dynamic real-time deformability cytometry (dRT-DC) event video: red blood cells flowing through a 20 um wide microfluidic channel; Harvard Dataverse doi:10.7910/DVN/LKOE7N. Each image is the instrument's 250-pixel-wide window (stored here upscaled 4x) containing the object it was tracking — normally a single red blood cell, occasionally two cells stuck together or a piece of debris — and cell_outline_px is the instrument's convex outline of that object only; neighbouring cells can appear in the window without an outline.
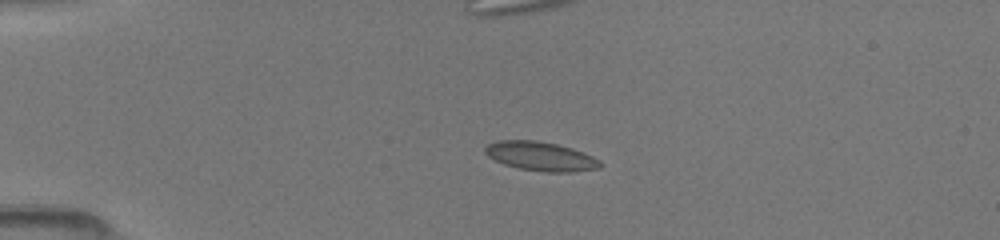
{"species": "common noctule bat (a hibernating species)", "species_latin": "Nyctalus noctula", "temperature_condition": "room temperature", "stored_images_in_passage": 14, "camera_frame_rate_fps": 3000, "um_per_image_px": 0.085, "animal": {"sex": "female", "body_mass_g": 19.5, "forearm_length_mm": 54.1}, "frame": {"image": 1, "passage_image": 5, "time_ms": 2.333, "image_size_px": [1000, 240], "cell_outline_px": [[604, 164], [600, 168], [572, 172], [544, 172], [520, 168], [504, 164], [488, 156], [484, 152], [484, 148], [488, 144], [500, 140], [536, 140], [556, 144], [572, 148], [592, 156], [600, 160]], "centroid_in_image_um": [45.98, 13.29], "position_along_channel_um": 39.0, "area_um2": 19.48}}
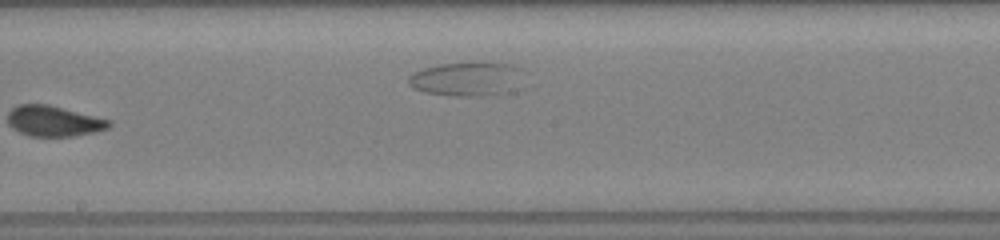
{"frame": {"image": 2, "passage_image": 14, "time_ms": 8.333, "image_size_px": [1000, 240], "cell_outline_px": [[520, 68], [504, 92], [480, 96], [456, 96], [424, 92], [412, 88], [408, 84], [408, 76], [412, 72], [424, 68], [440, 64], [480, 60], [484, 60], [512, 64]], "centroid_in_image_um": [39.47, 6.66], "position_along_channel_um": 208.7, "area_um2": 22.37}}